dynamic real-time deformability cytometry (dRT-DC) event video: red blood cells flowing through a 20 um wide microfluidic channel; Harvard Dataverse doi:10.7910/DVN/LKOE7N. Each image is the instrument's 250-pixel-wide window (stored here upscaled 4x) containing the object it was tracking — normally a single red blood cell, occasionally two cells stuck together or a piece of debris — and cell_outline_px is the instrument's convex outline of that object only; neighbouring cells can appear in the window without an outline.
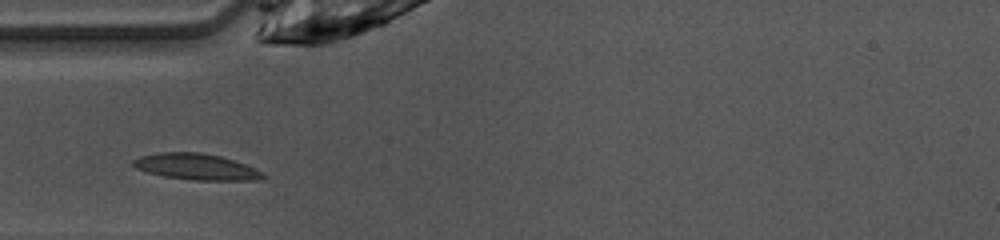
{"species": "common noctule bat (a hibernating species)", "species_latin": "Nyctalus noctula", "temperature_condition": "warm", "stored_images_in_passage": 25, "camera_frame_rate_fps": 3000, "um_per_image_px": 0.085, "animal": {"sex": "female", "body_mass_g": 10.0, "forearm_length_mm": 53.1}, "frame": {"image": 1, "passage_image": 1, "time_ms": 0.0, "image_size_px": [1000, 240], "cell_outline_px": [[264, 176], [260, 180], [192, 180], [164, 176], [148, 172], [136, 168], [132, 164], [132, 160], [140, 156], [160, 152], [200, 152], [220, 156], [244, 164], [260, 172]], "centroid_in_image_um": [16.62, 14.17], "position_along_channel_um": 68.4, "area_um2": 19.48}}
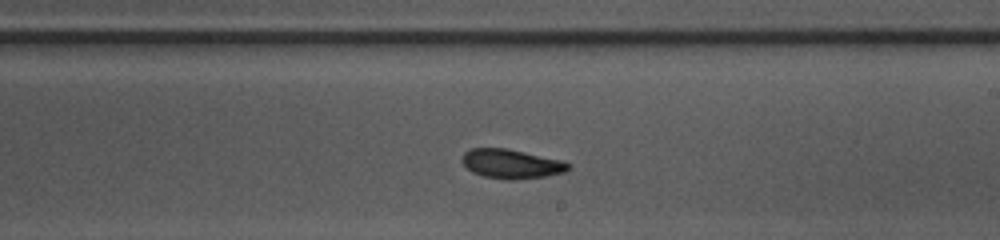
{"frame": {"image": 2, "passage_image": 14, "time_ms": 4.333, "image_size_px": [1000, 240], "cell_outline_px": [[572, 168], [564, 172], [544, 176], [512, 180], [508, 180], [484, 176], [472, 172], [460, 160], [464, 152], [472, 148], [508, 148], [564, 160], [572, 164]], "centroid_in_image_um": [43.5, 13.91], "position_along_channel_um": 245.5, "area_um2": 18.32}}
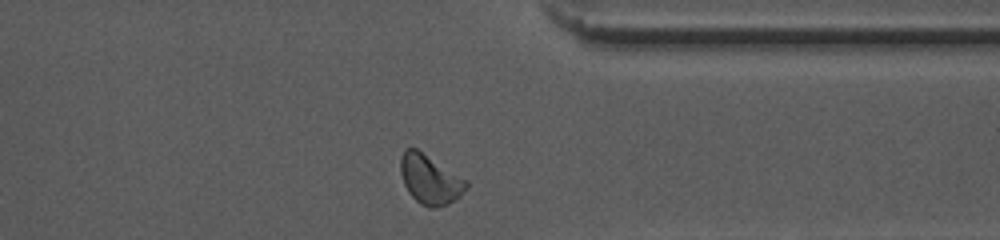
{"frame": {"image": 3, "passage_image": 24, "time_ms": 7.667, "image_size_px": [1000, 240], "cell_outline_px": [[468, 188], [456, 200], [432, 208], [428, 208], [420, 204], [408, 192], [404, 184], [400, 172], [400, 160], [404, 148], [416, 148], [468, 180]], "centroid_in_image_um": [36.55, 15.24], "position_along_channel_um": 374.8, "area_um2": 18.96}}